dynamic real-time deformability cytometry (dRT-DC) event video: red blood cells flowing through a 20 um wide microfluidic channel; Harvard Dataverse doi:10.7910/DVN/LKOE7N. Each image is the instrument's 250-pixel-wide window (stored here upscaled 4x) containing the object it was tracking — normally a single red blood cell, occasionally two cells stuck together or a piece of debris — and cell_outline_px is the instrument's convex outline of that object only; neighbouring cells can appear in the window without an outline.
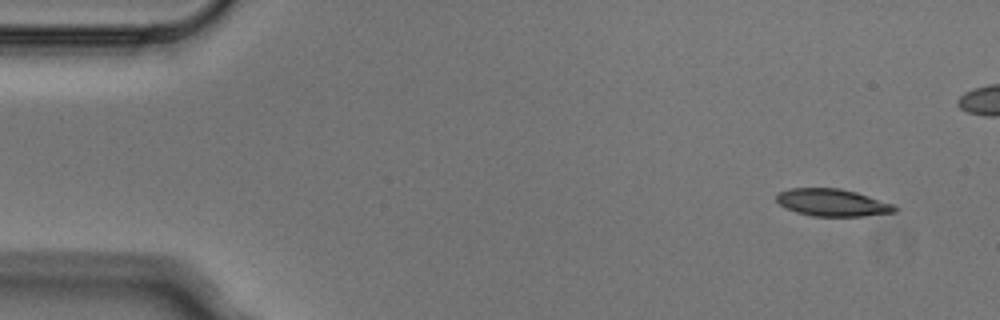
{"species": "Egyptian fruit bat (a non-hibernating species)", "species_latin": "Rousettus aegyptiacus", "temperature_condition": "cold", "stored_images_in_passage": 4, "camera_frame_rate_fps": 3000, "um_per_image_px": 0.085, "animal": {"sex": "male"}, "frame": {"image": 1, "passage_image": 1, "time_ms": 0.0, "image_size_px": [1000, 320], "cell_outline_px": [[900, 208], [896, 212], [864, 216], [812, 216], [796, 212], [784, 208], [776, 200], [776, 196], [780, 192], [788, 188], [840, 188], [856, 192], [892, 204]], "centroid_in_image_um": [70.74, 17.22], "position_along_channel_um": 14.3, "area_um2": 18.84}}
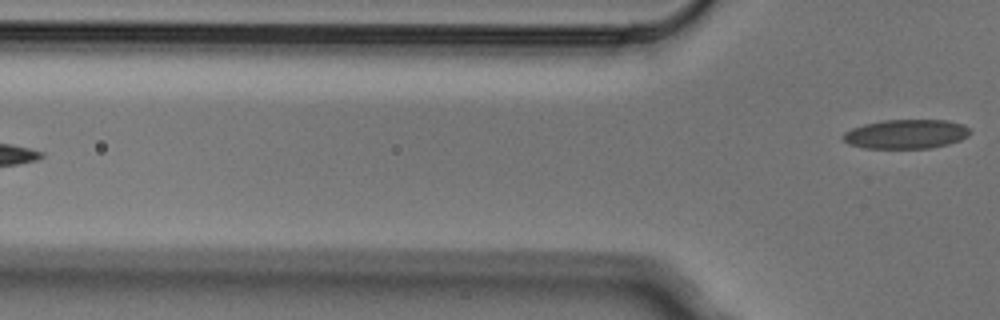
{"frame": {"image": 2, "passage_image": 4, "time_ms": 1.0, "image_size_px": [1000, 320], "cell_outline_px": [[972, 132], [968, 136], [960, 140], [948, 144], [932, 148], [864, 148], [848, 144], [840, 136], [844, 132], [852, 128], [864, 124], [884, 120], [948, 120], [964, 124], [972, 128]], "centroid_in_image_um": [77.05, 11.39], "position_along_channel_um": 48.8, "area_um2": 21.91}}